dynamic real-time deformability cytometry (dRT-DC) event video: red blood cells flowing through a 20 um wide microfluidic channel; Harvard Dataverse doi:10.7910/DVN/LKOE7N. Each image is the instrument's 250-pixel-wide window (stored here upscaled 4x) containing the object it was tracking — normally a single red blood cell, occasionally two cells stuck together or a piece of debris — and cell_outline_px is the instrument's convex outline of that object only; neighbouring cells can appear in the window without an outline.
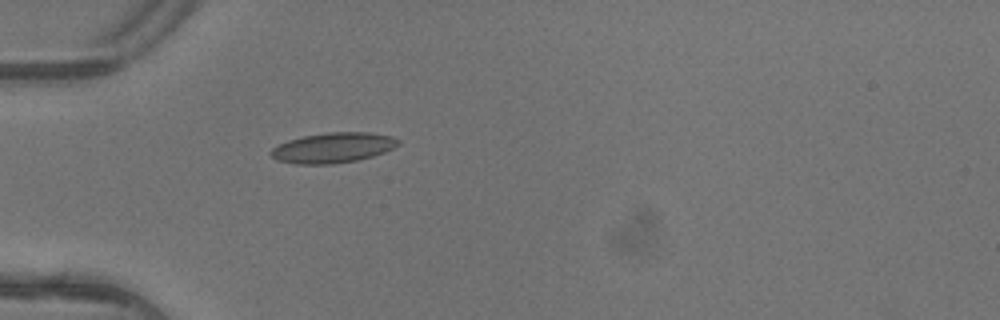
{"species": "common noctule bat (a hibernating species)", "species_latin": "Nyctalus noctula", "temperature_condition": "warm", "stored_images_in_passage": 3, "camera_frame_rate_fps": 3000, "um_per_image_px": 0.085, "animal": {"sex": "female"}, "frame": {"image": 1, "passage_image": 3, "time_ms": 0.667, "image_size_px": [1000, 320], "cell_outline_px": [[400, 144], [384, 152], [372, 156], [356, 160], [332, 164], [296, 164], [276, 160], [268, 152], [272, 148], [288, 140], [304, 136], [328, 132], [368, 132], [392, 136], [400, 140]], "centroid_in_image_um": [28.3, 12.55], "position_along_channel_um": 56.7, "area_um2": 22.37}}